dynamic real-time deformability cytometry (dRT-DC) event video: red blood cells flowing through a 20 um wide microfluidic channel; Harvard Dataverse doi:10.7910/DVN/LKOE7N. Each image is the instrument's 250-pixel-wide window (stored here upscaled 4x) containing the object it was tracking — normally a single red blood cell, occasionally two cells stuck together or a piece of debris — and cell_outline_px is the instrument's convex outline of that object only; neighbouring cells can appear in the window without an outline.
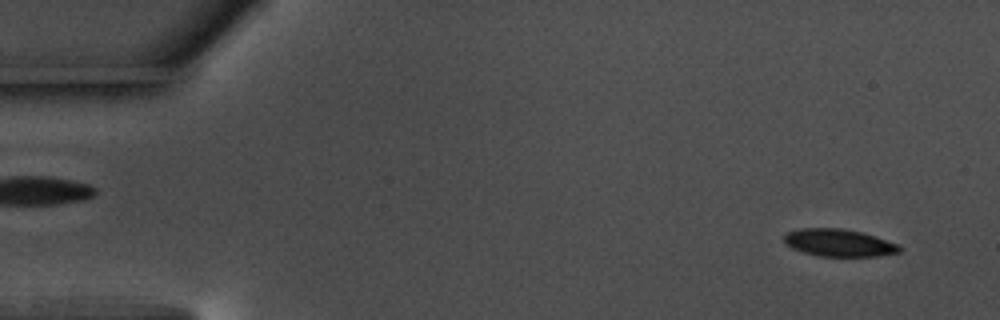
{"species": "common noctule bat (a hibernating species)", "species_latin": "Nyctalus noctula", "temperature_condition": "warm", "stored_images_in_passage": 54, "camera_frame_rate_fps": 3000, "um_per_image_px": 0.085, "animal": {"sex": "male", "body_mass_g": 17.5, "forearm_length_mm": 52.3}, "frame": {"image": 1, "passage_image": 2, "time_ms": 0.333, "image_size_px": [1000, 320], "cell_outline_px": [[904, 248], [900, 252], [876, 256], [820, 256], [804, 252], [792, 248], [784, 240], [784, 236], [788, 232], [800, 228], [840, 228], [860, 232], [876, 236], [900, 244]], "centroid_in_image_um": [71.37, 20.63], "position_along_channel_um": 13.6, "area_um2": 18.38}}
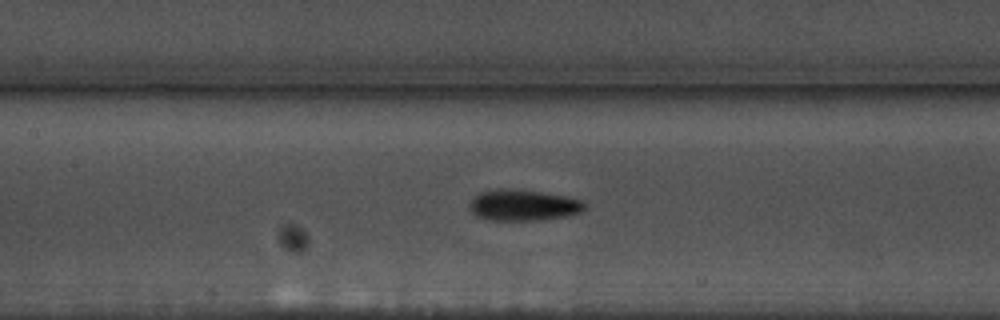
{"frame": {"image": 2, "passage_image": 24, "time_ms": 7.667, "image_size_px": [1000, 320], "cell_outline_px": [[588, 208], [580, 212], [568, 216], [540, 220], [488, 220], [476, 216], [472, 212], [468, 204], [480, 192], [540, 192], [564, 196], [580, 200], [588, 204]], "centroid_in_image_um": [44.56, 17.51], "position_along_channel_um": 162.8, "area_um2": 19.94}}
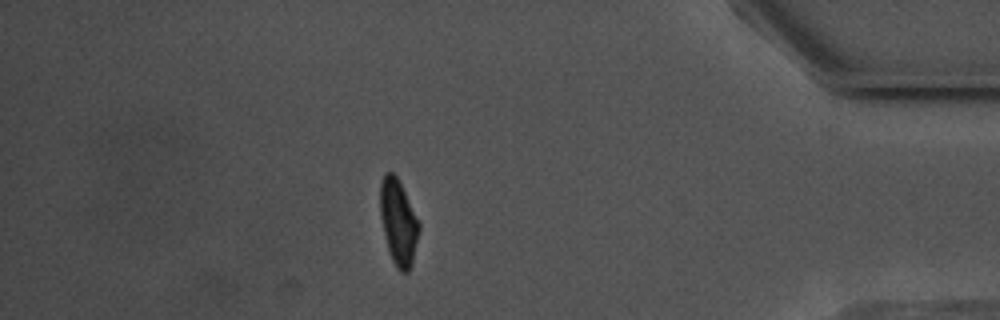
{"frame": {"image": 3, "passage_image": 47, "time_ms": 15.333, "image_size_px": [1000, 320], "cell_outline_px": [[420, 228], [412, 264], [408, 272], [400, 272], [396, 268], [392, 260], [388, 248], [380, 216], [380, 184], [384, 172], [392, 172], [396, 176], [420, 224]], "centroid_in_image_um": [33.85, 18.91], "position_along_channel_um": 401.3, "area_um2": 19.07}, "authors_computed_cell_mechanics": {"area_um2": 19.6231, "velocity_mm_per_s": 3.652, "shape_relaxation_time_tau1_ms": 2.7608, "shape_relaxation_time_tau2_ms": 3.7124, "deformation_change_tau1": 0.1381, "deformation_change_tau2": 0.0933}}